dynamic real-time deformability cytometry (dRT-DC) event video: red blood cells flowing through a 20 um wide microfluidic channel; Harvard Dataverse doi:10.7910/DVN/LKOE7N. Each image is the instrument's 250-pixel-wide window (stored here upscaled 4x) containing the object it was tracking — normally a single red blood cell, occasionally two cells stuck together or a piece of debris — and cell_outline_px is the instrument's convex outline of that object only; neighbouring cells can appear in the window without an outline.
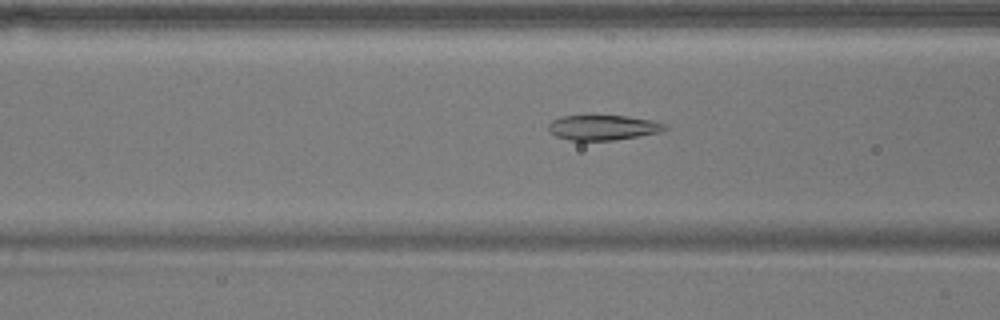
{"species": "common noctule bat (a hibernating species)", "species_latin": "Nyctalus noctula", "temperature_condition": "warm", "stored_images_in_passage": 46, "camera_frame_rate_fps": 3000, "um_per_image_px": 0.085, "animal": {"sex": "male", "body_mass_g": 17.9}, "frame": {"image": 1, "passage_image": 20, "time_ms": 6.333, "image_size_px": [1000, 320], "cell_outline_px": [[668, 128], [660, 132], [612, 140], [568, 140], [556, 136], [548, 132], [548, 124], [552, 120], [564, 116], [628, 116], [652, 120], [664, 124]], "centroid_in_image_um": [51.22, 10.84], "position_along_channel_um": 115.4, "area_um2": 16.82}}
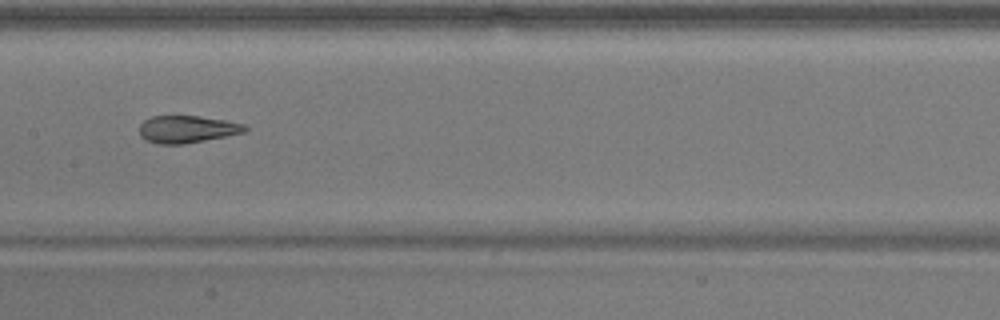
{"frame": {"image": 2, "passage_image": 26, "time_ms": 8.333, "image_size_px": [1000, 320], "cell_outline_px": [[248, 128], [244, 132], [184, 144], [160, 144], [148, 140], [140, 136], [140, 124], [144, 120], [152, 116], [200, 116], [224, 120], [244, 124]], "centroid_in_image_um": [15.88, 10.97], "position_along_channel_um": 191.5, "area_um2": 16.53}}
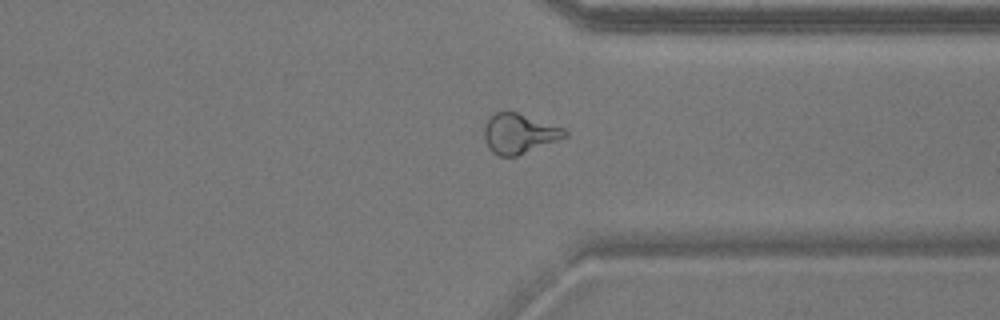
{"frame": {"image": 3, "passage_image": 40, "time_ms": 13.0, "image_size_px": [1000, 320], "cell_outline_px": [[568, 136], [516, 156], [500, 156], [492, 152], [488, 148], [484, 140], [484, 124], [488, 116], [496, 112], [516, 112], [564, 128], [568, 132]], "centroid_in_image_um": [44.08, 11.35], "position_along_channel_um": 367.3, "area_um2": 18.67}, "authors_computed_cell_mechanics": {"area_um2": 18.0047, "velocity_mm_per_s": 3.7913, "shape_relaxation_time_tau1_ms": null, "shape_relaxation_time_tau2_ms": 2.3486, "deformation_change_tau1": null, "deformation_change_tau2": 0.0944}}